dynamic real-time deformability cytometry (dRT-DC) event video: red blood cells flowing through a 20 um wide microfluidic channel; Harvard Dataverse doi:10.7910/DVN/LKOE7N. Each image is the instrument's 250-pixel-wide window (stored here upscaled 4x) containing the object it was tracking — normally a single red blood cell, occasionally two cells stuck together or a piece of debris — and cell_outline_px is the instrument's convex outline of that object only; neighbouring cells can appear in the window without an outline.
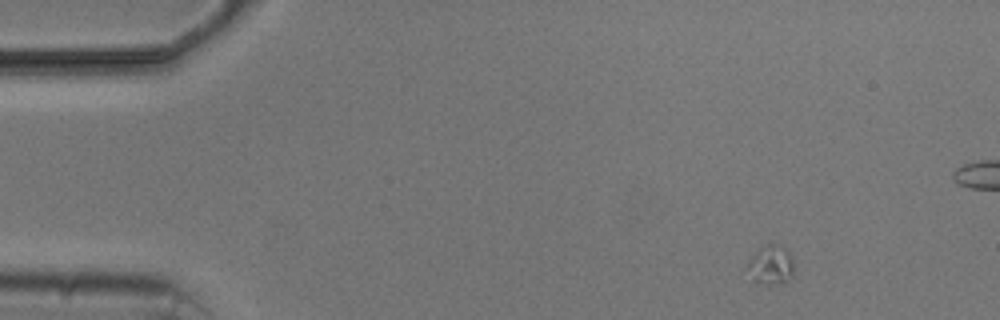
{"species": "common noctule bat (a hibernating species)", "species_latin": "Nyctalus noctula", "temperature_condition": "cold", "stored_images_in_passage": 4, "camera_frame_rate_fps": 3000, "um_per_image_px": 0.085, "animal": {"sex": "male", "body_mass_g": 20.5, "forearm_length_mm": 52.5}, "frame": {"image": 1, "passage_image": 1, "time_ms": 0.0, "image_size_px": [1000, 320], "cell_outline_px": [[792, 280], [788, 284], [756, 284], [752, 280], [748, 268], [748, 264], [752, 256], [760, 248], [768, 244], [780, 244], [792, 256]], "centroid_in_image_um": [65.55, 22.57], "position_along_channel_um": 19.4, "area_um2": 10.75}}